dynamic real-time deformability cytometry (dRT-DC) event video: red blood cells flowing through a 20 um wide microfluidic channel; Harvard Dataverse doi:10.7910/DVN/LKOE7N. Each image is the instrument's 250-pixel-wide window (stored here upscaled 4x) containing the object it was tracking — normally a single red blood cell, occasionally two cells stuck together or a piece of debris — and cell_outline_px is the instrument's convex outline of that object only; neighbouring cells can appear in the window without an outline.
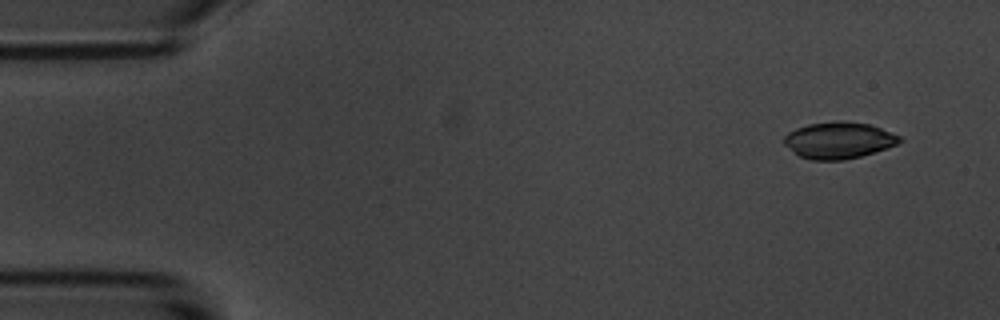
{"species": "common noctule bat (a hibernating species)", "species_latin": "Nyctalus noctula", "temperature_condition": "room temperature", "stored_images_in_passage": 53, "camera_frame_rate_fps": 3000, "um_per_image_px": 0.085, "animal": {"sex": "male", "body_mass_g": 20.1, "forearm_length_mm": 53.5}, "frame": {"image": 1, "passage_image": 1, "time_ms": 0.0, "image_size_px": [1000, 320], "cell_outline_px": [[904, 140], [896, 144], [860, 156], [844, 160], [812, 160], [800, 156], [784, 144], [784, 136], [788, 132], [796, 128], [808, 124], [836, 120], [844, 120], [868, 124], [880, 128], [900, 136]], "centroid_in_image_um": [71.27, 11.91], "position_along_channel_um": 13.7, "area_um2": 24.45}}
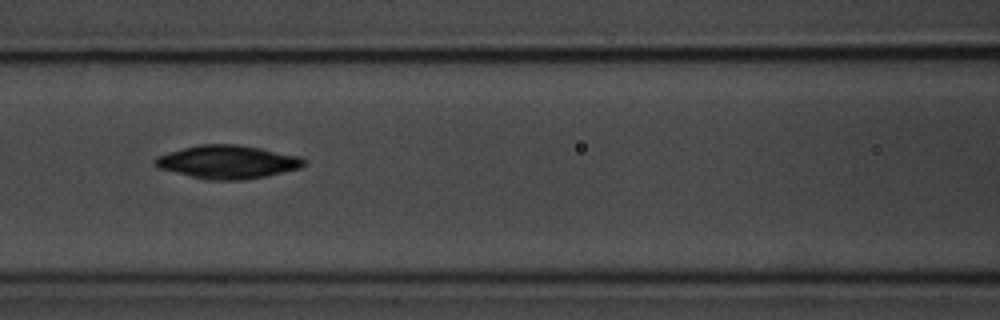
{"frame": {"image": 2, "passage_image": 21, "time_ms": 6.667, "image_size_px": [1000, 320], "cell_outline_px": [[308, 160], [300, 168], [268, 176], [244, 180], [208, 180], [156, 168], [152, 164], [152, 160], [156, 156], [168, 152], [200, 144], [236, 144], [260, 148], [300, 156]], "centroid_in_image_um": [19.32, 13.77], "position_along_channel_um": 147.3, "area_um2": 29.13}}
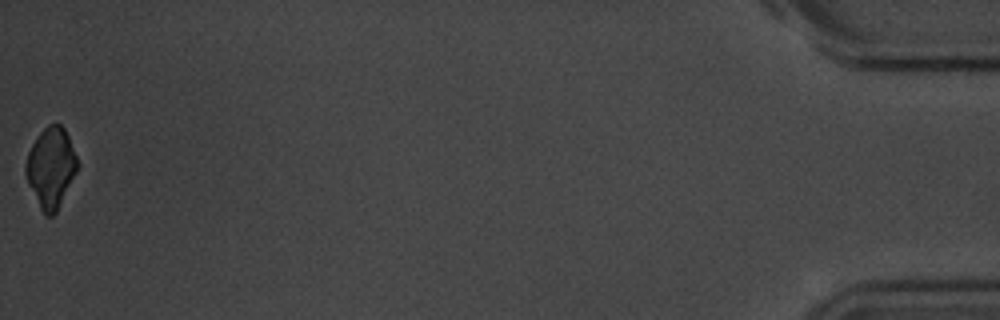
{"frame": {"image": 3, "passage_image": 53, "time_ms": 17.333, "image_size_px": [1000, 320], "cell_outline_px": [[80, 164], [56, 212], [52, 216], [44, 216], [28, 184], [24, 172], [24, 164], [28, 152], [32, 144], [40, 132], [48, 124], [60, 124], [64, 128], [68, 136]], "centroid_in_image_um": [4.31, 14.24], "position_along_channel_um": 430.9, "area_um2": 24.1}, "authors_computed_cell_mechanics": {"area_um2": 27.1082, "velocity_mm_per_s": 3.5814, "shape_relaxation_time_tau1_ms": 3.379, "shape_relaxation_time_tau2_ms": null, "deformation_change_tau1": 0.1012, "deformation_change_tau2": null}}